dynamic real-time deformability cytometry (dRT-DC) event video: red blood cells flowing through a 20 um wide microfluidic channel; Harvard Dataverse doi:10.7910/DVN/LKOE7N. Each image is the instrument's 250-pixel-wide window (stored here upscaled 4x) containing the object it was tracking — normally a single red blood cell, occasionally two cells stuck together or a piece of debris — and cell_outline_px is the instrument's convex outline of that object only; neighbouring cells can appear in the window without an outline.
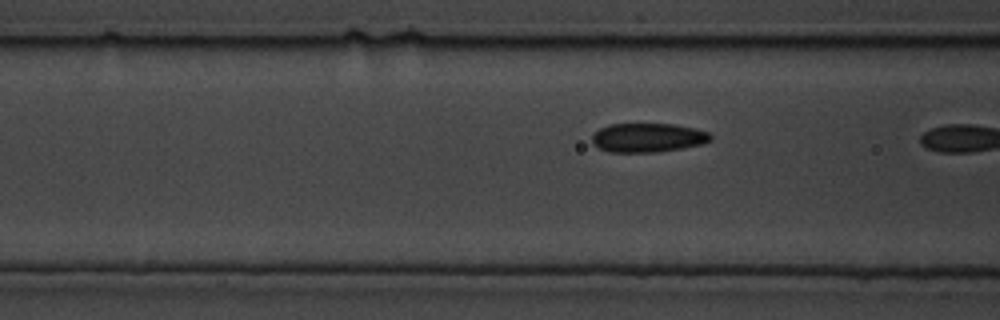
{"species": "common noctule bat (a hibernating species)", "species_latin": "Nyctalus noctula", "temperature_condition": "cold", "stored_images_in_passage": 8, "camera_frame_rate_fps": 3000, "um_per_image_px": 0.085, "animal": {"sex": "male", "body_mass_g": 19.5, "forearm_length_mm": 54.6}, "frame": {"image": 1, "passage_image": 7, "time_ms": 2.0, "image_size_px": [1000, 320], "cell_outline_px": [[712, 140], [704, 144], [656, 152], [608, 152], [592, 144], [592, 136], [600, 128], [608, 124], [672, 124], [692, 128], [708, 132], [712, 136]], "centroid_in_image_um": [55.06, 11.7], "position_along_channel_um": 111.5, "area_um2": 20.0}}